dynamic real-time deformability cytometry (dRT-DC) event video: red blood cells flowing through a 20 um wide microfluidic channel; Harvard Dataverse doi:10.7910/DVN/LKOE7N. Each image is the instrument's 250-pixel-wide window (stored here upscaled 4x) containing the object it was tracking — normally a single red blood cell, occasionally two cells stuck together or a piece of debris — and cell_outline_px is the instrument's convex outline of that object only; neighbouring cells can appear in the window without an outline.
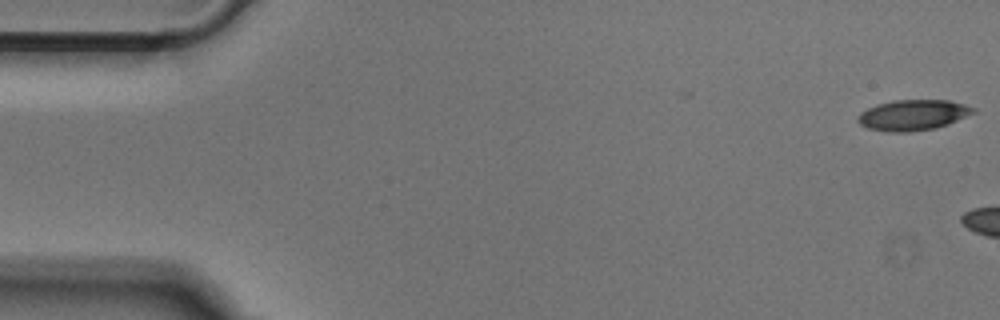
{"species": "Egyptian fruit bat (a non-hibernating species)", "species_latin": "Rousettus aegyptiacus", "temperature_condition": "cold", "stored_images_in_passage": 6, "camera_frame_rate_fps": 3000, "um_per_image_px": 0.085, "animal": {"sex": "male"}, "frame": {"image": 1, "passage_image": 1, "time_ms": 0.0, "image_size_px": [1000, 320], "cell_outline_px": [[976, 112], [948, 124], [936, 128], [908, 132], [888, 132], [868, 128], [860, 124], [856, 120], [856, 116], [860, 112], [876, 104], [892, 100], [948, 100], [964, 104], [976, 108]], "centroid_in_image_um": [77.58, 9.77], "position_along_channel_um": 7.4, "area_um2": 20.75}}